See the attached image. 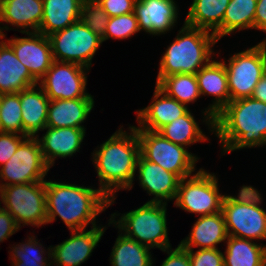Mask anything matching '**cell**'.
Returning a JSON list of instances; mask_svg holds the SVG:
<instances>
[{"label": "cell", "instance_id": "obj_1", "mask_svg": "<svg viewBox=\"0 0 266 266\" xmlns=\"http://www.w3.org/2000/svg\"><path fill=\"white\" fill-rule=\"evenodd\" d=\"M226 151L266 144V103L252 97L230 101L214 128Z\"/></svg>", "mask_w": 266, "mask_h": 266}, {"label": "cell", "instance_id": "obj_2", "mask_svg": "<svg viewBox=\"0 0 266 266\" xmlns=\"http://www.w3.org/2000/svg\"><path fill=\"white\" fill-rule=\"evenodd\" d=\"M47 223L59 215L71 230H82L110 205L100 190L77 185L45 181ZM94 222V223H93Z\"/></svg>", "mask_w": 266, "mask_h": 266}, {"label": "cell", "instance_id": "obj_3", "mask_svg": "<svg viewBox=\"0 0 266 266\" xmlns=\"http://www.w3.org/2000/svg\"><path fill=\"white\" fill-rule=\"evenodd\" d=\"M132 135H127L119 130L96 151L94 163L100 179L99 188L113 202L118 189L130 188L137 168V160L140 155V144L135 127H130ZM113 186L116 187L113 191Z\"/></svg>", "mask_w": 266, "mask_h": 266}, {"label": "cell", "instance_id": "obj_4", "mask_svg": "<svg viewBox=\"0 0 266 266\" xmlns=\"http://www.w3.org/2000/svg\"><path fill=\"white\" fill-rule=\"evenodd\" d=\"M168 47L160 62L157 78H165L173 74H196L210 62L211 46L218 40L209 31L184 25L179 34ZM206 63H202V62ZM203 65V66H202Z\"/></svg>", "mask_w": 266, "mask_h": 266}, {"label": "cell", "instance_id": "obj_5", "mask_svg": "<svg viewBox=\"0 0 266 266\" xmlns=\"http://www.w3.org/2000/svg\"><path fill=\"white\" fill-rule=\"evenodd\" d=\"M260 199L258 191L251 186H243L238 198L224 197L222 212L229 236L266 239V212L258 206Z\"/></svg>", "mask_w": 266, "mask_h": 266}, {"label": "cell", "instance_id": "obj_6", "mask_svg": "<svg viewBox=\"0 0 266 266\" xmlns=\"http://www.w3.org/2000/svg\"><path fill=\"white\" fill-rule=\"evenodd\" d=\"M165 207L166 202L148 201L140 208L124 214L117 223L118 228L127 233L126 237L148 248L156 246L166 251L170 248V244L167 236Z\"/></svg>", "mask_w": 266, "mask_h": 266}, {"label": "cell", "instance_id": "obj_7", "mask_svg": "<svg viewBox=\"0 0 266 266\" xmlns=\"http://www.w3.org/2000/svg\"><path fill=\"white\" fill-rule=\"evenodd\" d=\"M140 144V155L175 174L180 180L189 177L194 171L196 157L183 146L174 144L158 131L136 128Z\"/></svg>", "mask_w": 266, "mask_h": 266}, {"label": "cell", "instance_id": "obj_8", "mask_svg": "<svg viewBox=\"0 0 266 266\" xmlns=\"http://www.w3.org/2000/svg\"><path fill=\"white\" fill-rule=\"evenodd\" d=\"M2 202L15 219L35 226L47 223L45 181L0 185Z\"/></svg>", "mask_w": 266, "mask_h": 266}, {"label": "cell", "instance_id": "obj_9", "mask_svg": "<svg viewBox=\"0 0 266 266\" xmlns=\"http://www.w3.org/2000/svg\"><path fill=\"white\" fill-rule=\"evenodd\" d=\"M53 58L56 61L72 62L87 69L102 38L92 32L81 20L48 36Z\"/></svg>", "mask_w": 266, "mask_h": 266}, {"label": "cell", "instance_id": "obj_10", "mask_svg": "<svg viewBox=\"0 0 266 266\" xmlns=\"http://www.w3.org/2000/svg\"><path fill=\"white\" fill-rule=\"evenodd\" d=\"M225 65L231 101L252 97L256 84L266 73V41L234 54Z\"/></svg>", "mask_w": 266, "mask_h": 266}, {"label": "cell", "instance_id": "obj_11", "mask_svg": "<svg viewBox=\"0 0 266 266\" xmlns=\"http://www.w3.org/2000/svg\"><path fill=\"white\" fill-rule=\"evenodd\" d=\"M187 177L180 180L175 205L192 213L204 215L222 211L225 195H220L214 175L200 169L186 183Z\"/></svg>", "mask_w": 266, "mask_h": 266}, {"label": "cell", "instance_id": "obj_12", "mask_svg": "<svg viewBox=\"0 0 266 266\" xmlns=\"http://www.w3.org/2000/svg\"><path fill=\"white\" fill-rule=\"evenodd\" d=\"M49 168L41 152L38 138L27 137L2 166L0 177L12 181L3 185L41 182L44 181L43 177Z\"/></svg>", "mask_w": 266, "mask_h": 266}, {"label": "cell", "instance_id": "obj_13", "mask_svg": "<svg viewBox=\"0 0 266 266\" xmlns=\"http://www.w3.org/2000/svg\"><path fill=\"white\" fill-rule=\"evenodd\" d=\"M84 68L76 63L54 60L41 80L46 96L50 100L92 98L84 92L87 78Z\"/></svg>", "mask_w": 266, "mask_h": 266}, {"label": "cell", "instance_id": "obj_14", "mask_svg": "<svg viewBox=\"0 0 266 266\" xmlns=\"http://www.w3.org/2000/svg\"><path fill=\"white\" fill-rule=\"evenodd\" d=\"M30 36L29 38H14L7 43L12 47L19 61L27 67L30 74L37 80L45 75L51 67L54 58L51 50V43L48 36L39 32L22 31Z\"/></svg>", "mask_w": 266, "mask_h": 266}, {"label": "cell", "instance_id": "obj_15", "mask_svg": "<svg viewBox=\"0 0 266 266\" xmlns=\"http://www.w3.org/2000/svg\"><path fill=\"white\" fill-rule=\"evenodd\" d=\"M72 236L51 248L49 253L57 266H79L86 261L104 233V228L93 227L90 231L71 230Z\"/></svg>", "mask_w": 266, "mask_h": 266}, {"label": "cell", "instance_id": "obj_16", "mask_svg": "<svg viewBox=\"0 0 266 266\" xmlns=\"http://www.w3.org/2000/svg\"><path fill=\"white\" fill-rule=\"evenodd\" d=\"M200 94L216 96V102L210 106L207 119L212 128L216 115L231 101L228 89V77L225 63L212 61L202 67L196 74ZM211 120V121H210Z\"/></svg>", "mask_w": 266, "mask_h": 266}, {"label": "cell", "instance_id": "obj_17", "mask_svg": "<svg viewBox=\"0 0 266 266\" xmlns=\"http://www.w3.org/2000/svg\"><path fill=\"white\" fill-rule=\"evenodd\" d=\"M134 12L139 30L153 35L170 30L177 18L173 0H136Z\"/></svg>", "mask_w": 266, "mask_h": 266}, {"label": "cell", "instance_id": "obj_18", "mask_svg": "<svg viewBox=\"0 0 266 266\" xmlns=\"http://www.w3.org/2000/svg\"><path fill=\"white\" fill-rule=\"evenodd\" d=\"M139 179L142 187L155 195L151 202L162 203L163 199H175L180 179L160 165L152 163L139 155L137 160ZM159 198V199H158Z\"/></svg>", "mask_w": 266, "mask_h": 266}, {"label": "cell", "instance_id": "obj_19", "mask_svg": "<svg viewBox=\"0 0 266 266\" xmlns=\"http://www.w3.org/2000/svg\"><path fill=\"white\" fill-rule=\"evenodd\" d=\"M38 81L16 57L12 47L0 42V94L19 93Z\"/></svg>", "mask_w": 266, "mask_h": 266}, {"label": "cell", "instance_id": "obj_20", "mask_svg": "<svg viewBox=\"0 0 266 266\" xmlns=\"http://www.w3.org/2000/svg\"><path fill=\"white\" fill-rule=\"evenodd\" d=\"M160 95H163V97L161 96L158 99ZM187 111L188 108L186 105L167 96L156 86L152 104L140 110L137 119L140 123L139 125L142 126L143 124V127H140L141 129L159 131L163 126L183 116Z\"/></svg>", "mask_w": 266, "mask_h": 266}, {"label": "cell", "instance_id": "obj_21", "mask_svg": "<svg viewBox=\"0 0 266 266\" xmlns=\"http://www.w3.org/2000/svg\"><path fill=\"white\" fill-rule=\"evenodd\" d=\"M40 143L41 152L49 167L54 163V158L73 155L80 148L85 135V129L75 127L49 128ZM42 143V144H41Z\"/></svg>", "mask_w": 266, "mask_h": 266}, {"label": "cell", "instance_id": "obj_22", "mask_svg": "<svg viewBox=\"0 0 266 266\" xmlns=\"http://www.w3.org/2000/svg\"><path fill=\"white\" fill-rule=\"evenodd\" d=\"M48 107L46 127L83 128L84 122L94 106L93 98L56 99L50 100Z\"/></svg>", "mask_w": 266, "mask_h": 266}, {"label": "cell", "instance_id": "obj_23", "mask_svg": "<svg viewBox=\"0 0 266 266\" xmlns=\"http://www.w3.org/2000/svg\"><path fill=\"white\" fill-rule=\"evenodd\" d=\"M36 86L33 85L20 91L23 136L34 137L39 130L46 128L50 99L42 87L39 92L35 91Z\"/></svg>", "mask_w": 266, "mask_h": 266}, {"label": "cell", "instance_id": "obj_24", "mask_svg": "<svg viewBox=\"0 0 266 266\" xmlns=\"http://www.w3.org/2000/svg\"><path fill=\"white\" fill-rule=\"evenodd\" d=\"M228 237L223 212L200 216L194 224L190 236L179 244L186 250L200 246L201 249H216V244Z\"/></svg>", "mask_w": 266, "mask_h": 266}, {"label": "cell", "instance_id": "obj_25", "mask_svg": "<svg viewBox=\"0 0 266 266\" xmlns=\"http://www.w3.org/2000/svg\"><path fill=\"white\" fill-rule=\"evenodd\" d=\"M83 0H43V18L38 32L49 36L80 20Z\"/></svg>", "mask_w": 266, "mask_h": 266}, {"label": "cell", "instance_id": "obj_26", "mask_svg": "<svg viewBox=\"0 0 266 266\" xmlns=\"http://www.w3.org/2000/svg\"><path fill=\"white\" fill-rule=\"evenodd\" d=\"M230 0H194L185 24L209 31L219 40L222 37V20Z\"/></svg>", "mask_w": 266, "mask_h": 266}, {"label": "cell", "instance_id": "obj_27", "mask_svg": "<svg viewBox=\"0 0 266 266\" xmlns=\"http://www.w3.org/2000/svg\"><path fill=\"white\" fill-rule=\"evenodd\" d=\"M43 18V0H4L0 10V21L31 27L38 32Z\"/></svg>", "mask_w": 266, "mask_h": 266}, {"label": "cell", "instance_id": "obj_28", "mask_svg": "<svg viewBox=\"0 0 266 266\" xmlns=\"http://www.w3.org/2000/svg\"><path fill=\"white\" fill-rule=\"evenodd\" d=\"M224 266H266V247L247 239L227 237Z\"/></svg>", "mask_w": 266, "mask_h": 266}, {"label": "cell", "instance_id": "obj_29", "mask_svg": "<svg viewBox=\"0 0 266 266\" xmlns=\"http://www.w3.org/2000/svg\"><path fill=\"white\" fill-rule=\"evenodd\" d=\"M147 246L125 235L118 236L111 253L112 266H152Z\"/></svg>", "mask_w": 266, "mask_h": 266}, {"label": "cell", "instance_id": "obj_30", "mask_svg": "<svg viewBox=\"0 0 266 266\" xmlns=\"http://www.w3.org/2000/svg\"><path fill=\"white\" fill-rule=\"evenodd\" d=\"M156 86L167 96L184 105L201 95L195 74L181 73L157 78Z\"/></svg>", "mask_w": 266, "mask_h": 266}, {"label": "cell", "instance_id": "obj_31", "mask_svg": "<svg viewBox=\"0 0 266 266\" xmlns=\"http://www.w3.org/2000/svg\"><path fill=\"white\" fill-rule=\"evenodd\" d=\"M257 0H230L223 20L222 37L237 29L254 28Z\"/></svg>", "mask_w": 266, "mask_h": 266}, {"label": "cell", "instance_id": "obj_32", "mask_svg": "<svg viewBox=\"0 0 266 266\" xmlns=\"http://www.w3.org/2000/svg\"><path fill=\"white\" fill-rule=\"evenodd\" d=\"M158 132L169 141L183 147L206 138L189 111L163 126Z\"/></svg>", "mask_w": 266, "mask_h": 266}, {"label": "cell", "instance_id": "obj_33", "mask_svg": "<svg viewBox=\"0 0 266 266\" xmlns=\"http://www.w3.org/2000/svg\"><path fill=\"white\" fill-rule=\"evenodd\" d=\"M22 110L20 105V92L1 95L0 104V131L22 133L23 136Z\"/></svg>", "mask_w": 266, "mask_h": 266}, {"label": "cell", "instance_id": "obj_34", "mask_svg": "<svg viewBox=\"0 0 266 266\" xmlns=\"http://www.w3.org/2000/svg\"><path fill=\"white\" fill-rule=\"evenodd\" d=\"M110 17L97 0H83L80 20L94 33L105 34Z\"/></svg>", "mask_w": 266, "mask_h": 266}, {"label": "cell", "instance_id": "obj_35", "mask_svg": "<svg viewBox=\"0 0 266 266\" xmlns=\"http://www.w3.org/2000/svg\"><path fill=\"white\" fill-rule=\"evenodd\" d=\"M140 31L135 12L110 17L102 42L108 38L125 39Z\"/></svg>", "mask_w": 266, "mask_h": 266}, {"label": "cell", "instance_id": "obj_36", "mask_svg": "<svg viewBox=\"0 0 266 266\" xmlns=\"http://www.w3.org/2000/svg\"><path fill=\"white\" fill-rule=\"evenodd\" d=\"M38 242L33 240V238H29L27 244L19 245L18 247H14L13 249V257L15 262V266H46L47 262L43 259L39 253L36 251ZM36 246V247H35Z\"/></svg>", "mask_w": 266, "mask_h": 266}, {"label": "cell", "instance_id": "obj_37", "mask_svg": "<svg viewBox=\"0 0 266 266\" xmlns=\"http://www.w3.org/2000/svg\"><path fill=\"white\" fill-rule=\"evenodd\" d=\"M189 252L191 266H224V255L216 249H199L196 253Z\"/></svg>", "mask_w": 266, "mask_h": 266}, {"label": "cell", "instance_id": "obj_38", "mask_svg": "<svg viewBox=\"0 0 266 266\" xmlns=\"http://www.w3.org/2000/svg\"><path fill=\"white\" fill-rule=\"evenodd\" d=\"M16 134V135H15ZM24 140L17 133L0 131V164L3 166Z\"/></svg>", "mask_w": 266, "mask_h": 266}, {"label": "cell", "instance_id": "obj_39", "mask_svg": "<svg viewBox=\"0 0 266 266\" xmlns=\"http://www.w3.org/2000/svg\"><path fill=\"white\" fill-rule=\"evenodd\" d=\"M109 17L134 12L136 0H97Z\"/></svg>", "mask_w": 266, "mask_h": 266}, {"label": "cell", "instance_id": "obj_40", "mask_svg": "<svg viewBox=\"0 0 266 266\" xmlns=\"http://www.w3.org/2000/svg\"><path fill=\"white\" fill-rule=\"evenodd\" d=\"M19 227L8 211L4 209L0 211V242L13 235Z\"/></svg>", "mask_w": 266, "mask_h": 266}, {"label": "cell", "instance_id": "obj_41", "mask_svg": "<svg viewBox=\"0 0 266 266\" xmlns=\"http://www.w3.org/2000/svg\"><path fill=\"white\" fill-rule=\"evenodd\" d=\"M168 254L161 266H191L189 252L180 245L175 250H170Z\"/></svg>", "mask_w": 266, "mask_h": 266}, {"label": "cell", "instance_id": "obj_42", "mask_svg": "<svg viewBox=\"0 0 266 266\" xmlns=\"http://www.w3.org/2000/svg\"><path fill=\"white\" fill-rule=\"evenodd\" d=\"M254 28L266 32V0H257Z\"/></svg>", "mask_w": 266, "mask_h": 266}, {"label": "cell", "instance_id": "obj_43", "mask_svg": "<svg viewBox=\"0 0 266 266\" xmlns=\"http://www.w3.org/2000/svg\"><path fill=\"white\" fill-rule=\"evenodd\" d=\"M252 98L266 103V73L256 84Z\"/></svg>", "mask_w": 266, "mask_h": 266}, {"label": "cell", "instance_id": "obj_44", "mask_svg": "<svg viewBox=\"0 0 266 266\" xmlns=\"http://www.w3.org/2000/svg\"><path fill=\"white\" fill-rule=\"evenodd\" d=\"M2 28H0V38H3L4 37V34L2 33Z\"/></svg>", "mask_w": 266, "mask_h": 266}, {"label": "cell", "instance_id": "obj_45", "mask_svg": "<svg viewBox=\"0 0 266 266\" xmlns=\"http://www.w3.org/2000/svg\"><path fill=\"white\" fill-rule=\"evenodd\" d=\"M3 2H4V0H0V10L2 8Z\"/></svg>", "mask_w": 266, "mask_h": 266}]
</instances>
